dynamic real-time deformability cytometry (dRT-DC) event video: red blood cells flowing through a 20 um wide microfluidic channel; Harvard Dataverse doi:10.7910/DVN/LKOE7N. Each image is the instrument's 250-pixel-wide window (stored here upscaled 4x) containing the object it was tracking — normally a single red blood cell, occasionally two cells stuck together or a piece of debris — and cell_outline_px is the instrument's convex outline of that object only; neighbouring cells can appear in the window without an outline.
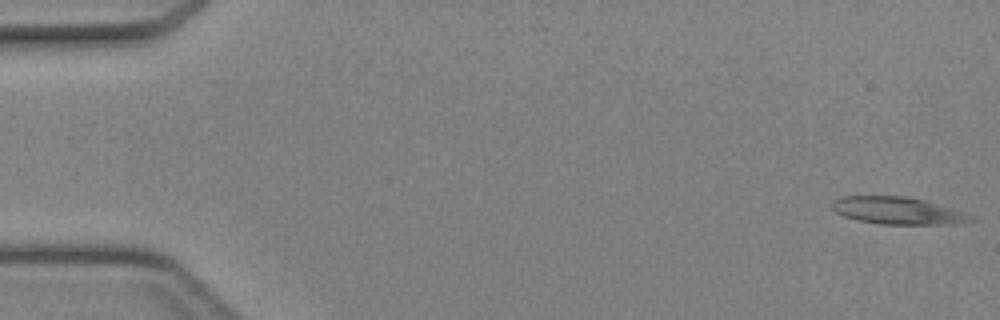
{"species": "Egyptian fruit bat (a non-hibernating species)", "species_latin": "Rousettus aegyptiacus", "temperature_condition": "cold", "stored_images_in_passage": 45, "camera_frame_rate_fps": 3000, "um_per_image_px": 0.085, "animal": {"sex": "female"}, "frame": {"image": 1, "passage_image": 1, "time_ms": 0.0, "image_size_px": [1000, 320], "cell_outline_px": [[976, 220], [956, 224], [880, 224], [860, 220], [844, 216], [836, 212], [832, 208], [832, 200], [844, 196], [904, 196], [924, 200], [964, 212], [972, 216]], "centroid_in_image_um": [76.31, 17.91], "position_along_channel_um": 8.7, "area_um2": 21.85}}
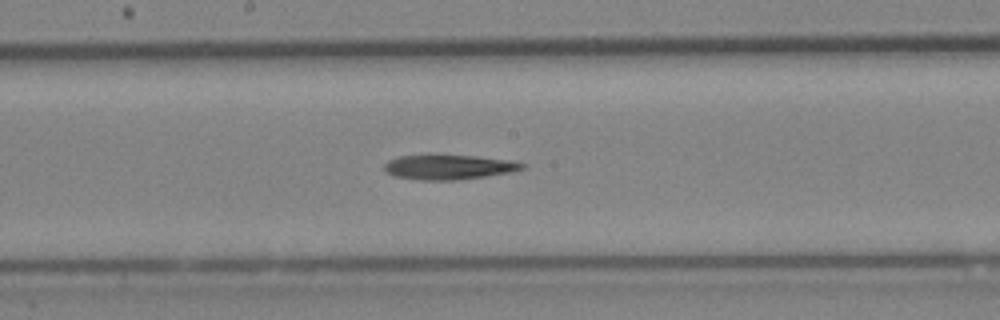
{"frame": {"image": 2, "passage_image": 24, "time_ms": 7.667, "image_size_px": [1000, 320], "cell_outline_px": [[528, 164], [524, 168], [512, 172], [456, 180], [420, 180], [396, 176], [384, 172], [384, 164], [388, 160], [400, 156], [436, 152], [476, 156], [508, 160]], "centroid_in_image_um": [38.1, 14.16], "position_along_channel_um": 210.1, "area_um2": 20.63}}
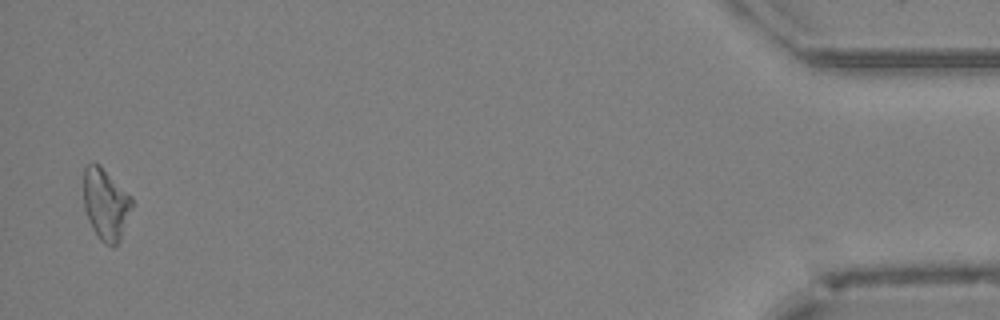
{"frame": {"image": 3, "passage_image": 44, "time_ms": 14.333, "image_size_px": [1000, 320], "cell_outline_px": [[132, 208], [120, 240], [112, 248], [104, 244], [100, 240], [92, 228], [84, 208], [84, 168], [88, 164], [100, 164], [132, 196]], "centroid_in_image_um": [9.0, 17.36], "position_along_channel_um": 426.2, "area_um2": 20.23}}